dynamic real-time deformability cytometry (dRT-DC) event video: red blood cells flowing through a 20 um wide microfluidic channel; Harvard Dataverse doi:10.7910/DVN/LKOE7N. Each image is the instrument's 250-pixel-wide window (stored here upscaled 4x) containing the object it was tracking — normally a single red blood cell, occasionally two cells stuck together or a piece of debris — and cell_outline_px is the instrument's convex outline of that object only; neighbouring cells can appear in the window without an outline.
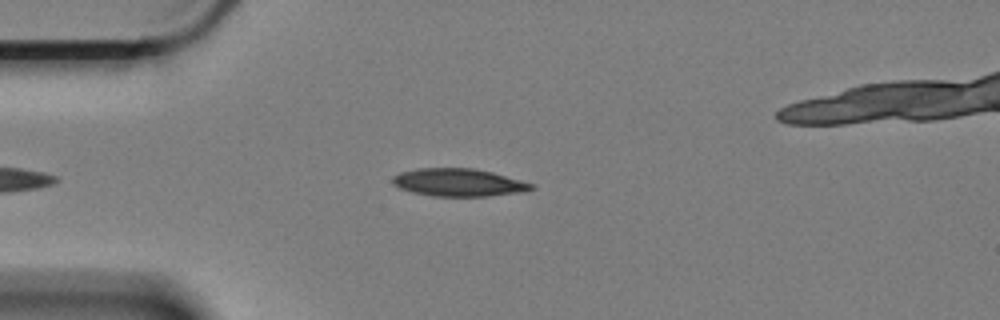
{"species": "Egyptian fruit bat (a non-hibernating species)", "species_latin": "Rousettus aegyptiacus", "temperature_condition": "cold", "stored_images_in_passage": 38, "camera_frame_rate_fps": 3000, "um_per_image_px": 0.085, "animal": {"sex": "female"}, "frame": {"image": 1, "passage_image": 2, "time_ms": 0.333, "image_size_px": [1000, 320], "cell_outline_px": [[536, 188], [524, 192], [488, 196], [432, 196], [412, 192], [400, 188], [392, 184], [392, 176], [400, 172], [420, 168], [472, 168], [492, 172], [536, 184]], "centroid_in_image_um": [39.01, 15.51], "position_along_channel_um": 46.0, "area_um2": 22.6}}
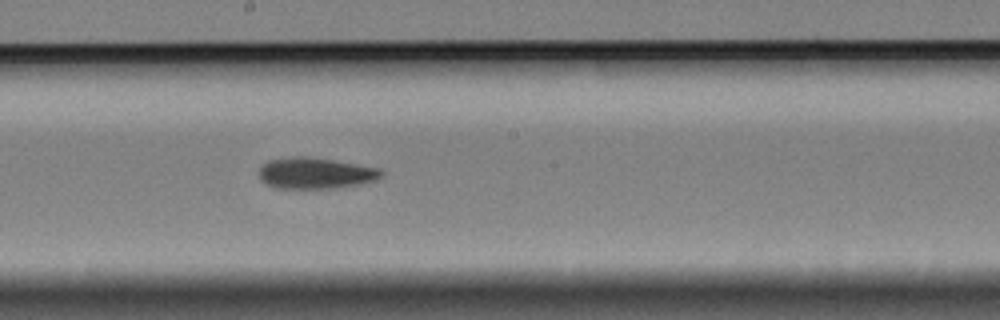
{"frame": {"image": 2, "passage_image": 19, "time_ms": 6.0, "image_size_px": [1000, 320], "cell_outline_px": [[384, 172], [376, 180], [360, 184], [336, 188], [276, 188], [264, 184], [260, 180], [260, 168], [268, 160], [296, 156], [304, 156], [332, 160], [380, 168]], "centroid_in_image_um": [26.8, 14.73], "position_along_channel_um": 221.4, "area_um2": 22.14}}
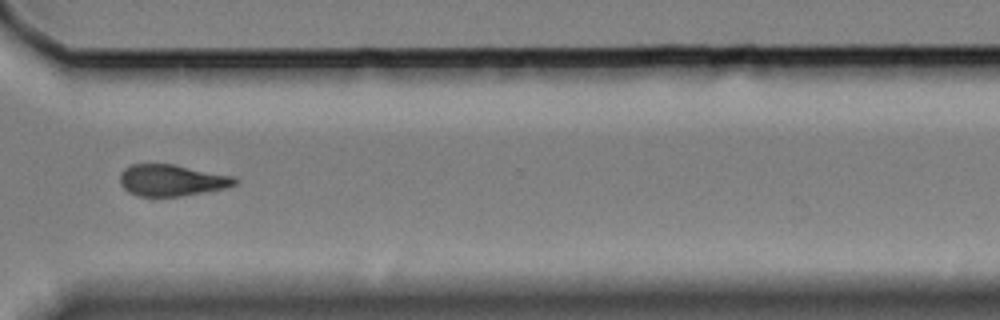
{"frame": {"image": 3, "passage_image": 31, "time_ms": 10.0, "image_size_px": [1000, 320], "cell_outline_px": [[240, 180], [236, 184], [224, 188], [204, 192], [180, 196], [136, 196], [128, 192], [120, 184], [120, 172], [124, 168], [132, 164], [172, 164], [236, 176]], "centroid_in_image_um": [14.6, 15.32], "position_along_channel_um": 356.0, "area_um2": 21.21}, "authors_computed_cell_mechanics": {"area_um2": 22.1374, "velocity_mm_per_s": 3.3666, "shape_relaxation_time_tau1_ms": 4.4784, "shape_relaxation_time_tau2_ms": null, "deformation_change_tau1": 0.1302, "deformation_change_tau2": null}}